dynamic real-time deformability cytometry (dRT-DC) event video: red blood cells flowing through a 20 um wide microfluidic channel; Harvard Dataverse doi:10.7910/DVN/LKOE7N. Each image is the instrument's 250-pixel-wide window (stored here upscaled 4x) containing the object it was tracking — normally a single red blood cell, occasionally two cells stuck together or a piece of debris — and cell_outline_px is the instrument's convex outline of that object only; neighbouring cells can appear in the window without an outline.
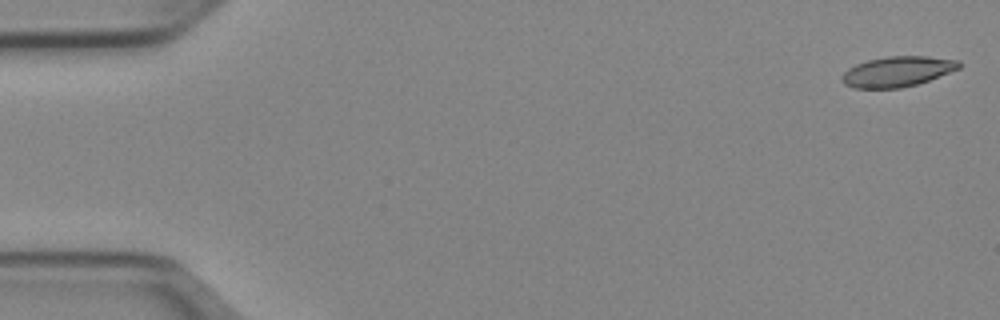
{"species": "Egyptian fruit bat (a non-hibernating species)", "species_latin": "Rousettus aegyptiacus", "temperature_condition": "cold", "stored_images_in_passage": 51, "camera_frame_rate_fps": 3000, "um_per_image_px": 0.085, "animal": {"sex": "female"}, "frame": {"image": 1, "passage_image": 1, "time_ms": 0.0, "image_size_px": [1000, 320], "cell_outline_px": [[964, 64], [960, 68], [928, 80], [916, 84], [900, 88], [852, 88], [844, 84], [840, 80], [840, 76], [848, 68], [856, 64], [868, 60], [888, 56], [928, 56], [960, 60]], "centroid_in_image_um": [76.27, 6.07], "position_along_channel_um": 8.7, "area_um2": 20.81}}
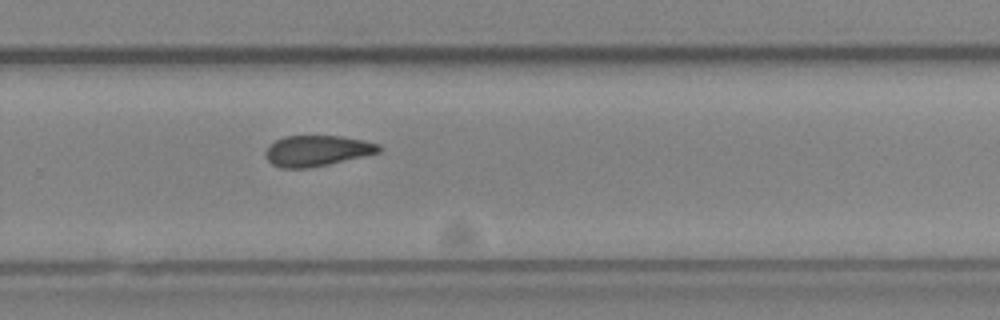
{"frame": {"image": 2, "passage_image": 34, "time_ms": 11.0, "image_size_px": [1000, 320], "cell_outline_px": [[380, 152], [364, 156], [328, 164], [308, 168], [280, 168], [272, 164], [264, 156], [264, 152], [268, 144], [284, 136], [340, 136], [364, 140], [380, 144]], "centroid_in_image_um": [26.9, 12.81], "position_along_channel_um": 302.9, "area_um2": 20.4}}
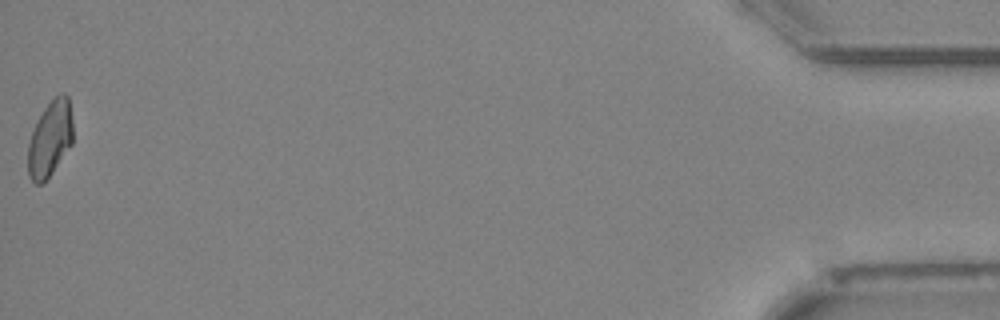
{"frame": {"image": 3, "passage_image": 51, "time_ms": 16.667, "image_size_px": [1000, 320], "cell_outline_px": [[72, 144], [52, 172], [40, 184], [36, 184], [28, 176], [28, 144], [32, 132], [44, 108], [60, 92], [64, 92], [68, 96], [72, 120]], "centroid_in_image_um": [4.26, 11.78], "position_along_channel_um": 430.9, "area_um2": 19.54}, "authors_computed_cell_mechanics": {"area_um2": 21.097, "velocity_mm_per_s": 3.9576, "shape_relaxation_time_tau1_ms": null, "shape_relaxation_time_tau2_ms": 9.2525, "deformation_change_tau1": null, "deformation_change_tau2": 0.17}}